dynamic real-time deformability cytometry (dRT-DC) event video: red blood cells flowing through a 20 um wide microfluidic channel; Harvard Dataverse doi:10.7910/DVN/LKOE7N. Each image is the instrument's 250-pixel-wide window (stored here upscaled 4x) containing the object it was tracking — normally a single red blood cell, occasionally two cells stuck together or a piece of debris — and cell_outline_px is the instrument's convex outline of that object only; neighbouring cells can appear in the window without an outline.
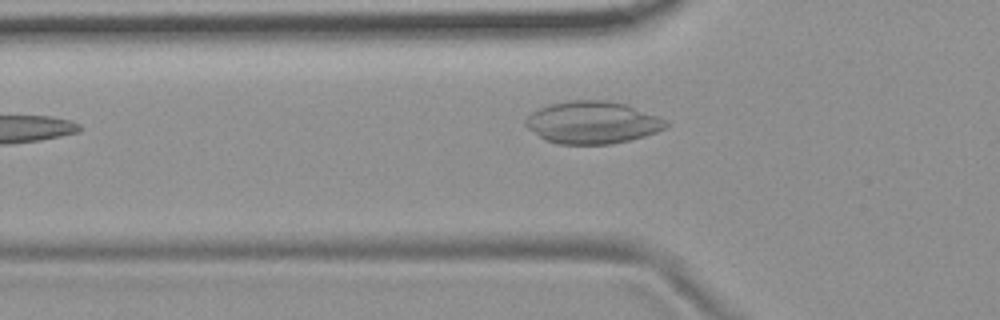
{"species": "common noctule bat (a hibernating species)", "species_latin": "Nyctalus noctula", "temperature_condition": "room temperature", "stored_images_in_passage": 8, "camera_frame_rate_fps": 3000, "um_per_image_px": 0.085, "animal": {"sex": "female", "body_mass_g": 19.9}, "frame": {"image": 1, "passage_image": 5, "time_ms": 4.667, "image_size_px": [1000, 320], "cell_outline_px": [[668, 124], [664, 128], [656, 132], [644, 136], [628, 140], [608, 144], [556, 144], [544, 140], [528, 128], [524, 124], [524, 120], [532, 112], [548, 104], [572, 100], [604, 100], [628, 104], [668, 120]], "centroid_in_image_um": [50.34, 10.4], "position_along_channel_um": 75.5, "area_um2": 34.74}}
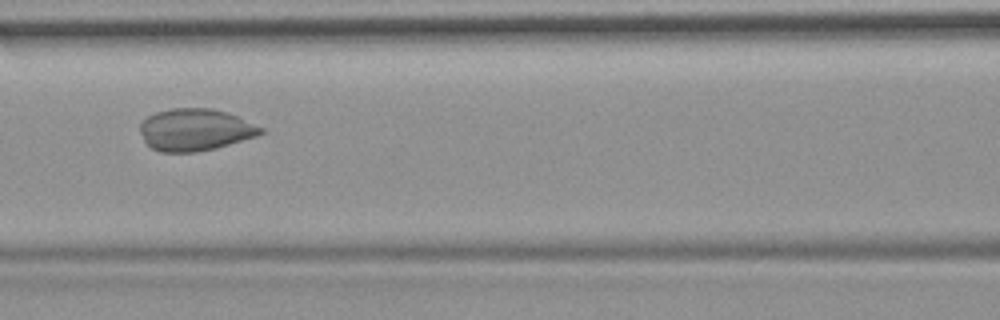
{"frame": {"image": 2, "passage_image": 7, "time_ms": 6.667, "image_size_px": [1000, 320], "cell_outline_px": [[264, 132], [256, 136], [216, 148], [196, 152], [160, 152], [152, 148], [144, 140], [140, 132], [140, 124], [148, 116], [156, 112], [172, 108], [212, 108], [228, 112], [264, 128]], "centroid_in_image_um": [16.59, 11.02], "position_along_channel_um": 150.0, "area_um2": 29.54}}
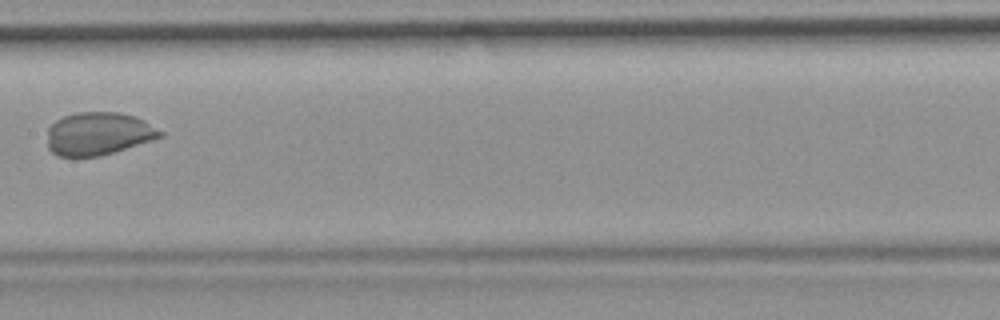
{"frame": {"image": 3, "passage_image": 8, "time_ms": 8.0, "image_size_px": [1000, 320], "cell_outline_px": [[164, 136], [152, 140], [100, 156], [56, 156], [48, 148], [48, 128], [56, 120], [64, 116], [76, 112], [116, 112], [136, 116], [144, 120], [164, 132]], "centroid_in_image_um": [8.37, 11.35], "position_along_channel_um": 199.0, "area_um2": 28.21}}